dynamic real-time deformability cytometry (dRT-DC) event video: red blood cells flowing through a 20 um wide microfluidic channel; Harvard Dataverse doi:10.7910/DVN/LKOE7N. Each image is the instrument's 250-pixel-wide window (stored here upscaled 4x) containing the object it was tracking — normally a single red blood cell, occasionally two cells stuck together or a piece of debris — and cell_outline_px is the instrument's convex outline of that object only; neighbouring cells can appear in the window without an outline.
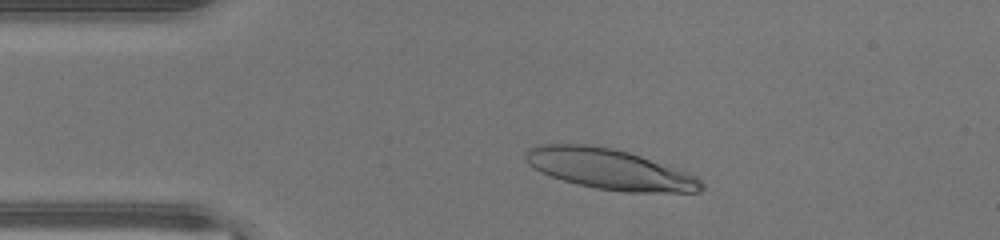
{"species": "human", "species_latin": "Homo sapiens", "temperature_condition": "warm", "stored_images_in_passage": 37, "camera_frame_rate_fps": 3000, "um_per_image_px": 0.085, "donor": {"sex": "male"}, "frame": {"image": 1, "passage_image": 6, "time_ms": 1.667, "image_size_px": [1000, 240], "cell_outline_px": [[704, 188], [700, 192], [624, 192], [596, 188], [576, 184], [540, 172], [532, 168], [524, 160], [524, 152], [528, 148], [536, 144], [592, 144], [616, 148], [688, 172], [696, 176], [704, 184]], "centroid_in_image_um": [51.78, 14.36], "position_along_channel_um": 33.2, "area_um2": 41.79}}
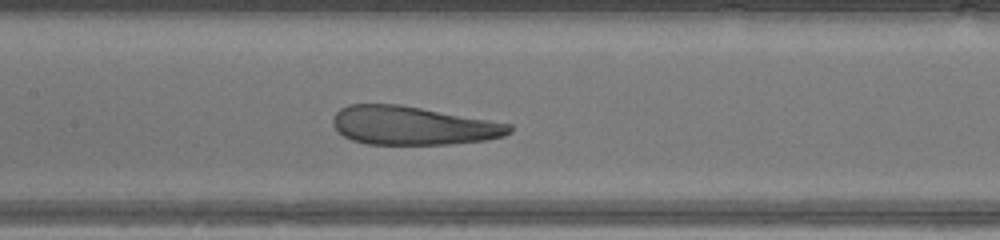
{"frame": {"image": 2, "passage_image": 18, "time_ms": 5.667, "image_size_px": [1000, 240], "cell_outline_px": [[512, 132], [504, 136], [484, 140], [452, 144], [368, 144], [352, 140], [344, 136], [332, 124], [332, 120], [336, 112], [340, 108], [348, 104], [400, 104], [512, 124]], "centroid_in_image_um": [35.09, 10.67], "position_along_channel_um": 172.3, "area_um2": 39.59}}
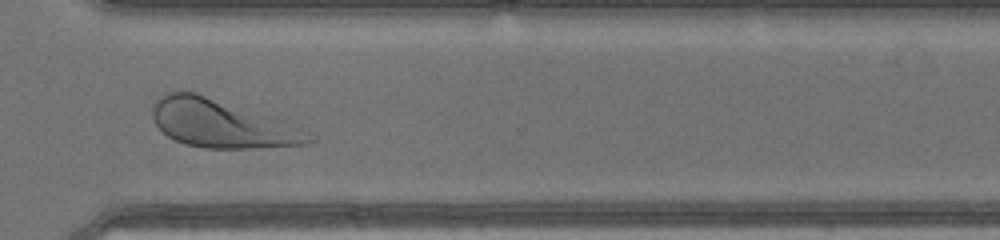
{"frame": {"image": 3, "passage_image": 30, "time_ms": 9.667, "image_size_px": [1000, 240], "cell_outline_px": [[316, 140], [308, 144], [248, 148], [204, 148], [184, 144], [168, 136], [156, 124], [152, 116], [152, 104], [156, 96], [176, 88], [196, 92], [272, 116], [284, 120], [316, 136]], "centroid_in_image_um": [18.81, 10.47], "position_along_channel_um": 351.8, "area_um2": 44.45}, "authors_computed_cell_mechanics": {"area_um2": 41.905, "velocity_mm_per_s": 4.5032, "shape_relaxation_time_tau1_ms": 4.7616, "shape_relaxation_time_tau2_ms": 1.3696, "deformation_change_tau1": 0.2177, "deformation_change_tau2": 0.1137}}